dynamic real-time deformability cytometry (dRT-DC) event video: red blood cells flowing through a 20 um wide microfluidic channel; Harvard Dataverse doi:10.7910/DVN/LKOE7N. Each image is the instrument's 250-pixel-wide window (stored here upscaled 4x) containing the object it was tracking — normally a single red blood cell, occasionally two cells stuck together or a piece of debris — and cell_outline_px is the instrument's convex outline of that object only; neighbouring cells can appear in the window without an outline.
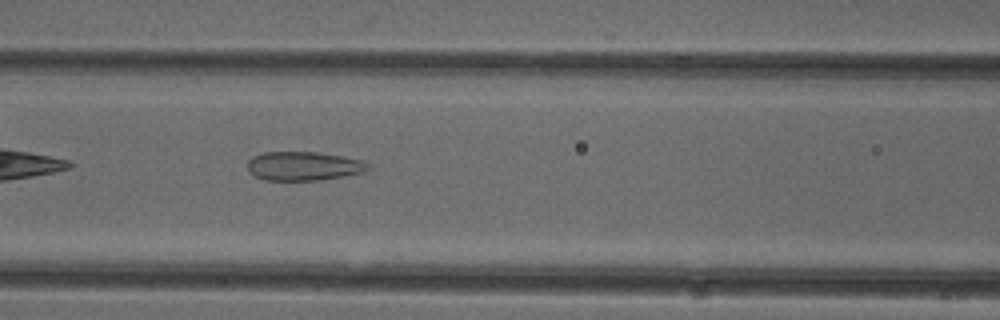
{"species": "common noctule bat (a hibernating species)", "species_latin": "Nyctalus noctula", "temperature_condition": "cold", "stored_images_in_passage": 37, "camera_frame_rate_fps": 3000, "um_per_image_px": 0.085, "animal": {"sex": "female"}, "frame": {"image": 1, "passage_image": 8, "time_ms": 2.333, "image_size_px": [1000, 320], "cell_outline_px": [[372, 168], [364, 172], [344, 176], [316, 180], [264, 180], [248, 172], [248, 160], [252, 156], [264, 152], [316, 152], [344, 156], [360, 160], [368, 164]], "centroid_in_image_um": [25.8, 14.11], "position_along_channel_um": 140.8, "area_um2": 20.35}}
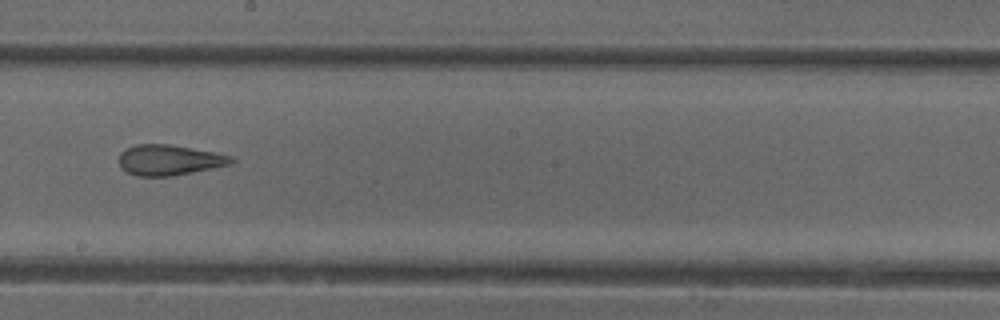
{"frame": {"image": 2, "passage_image": 15, "time_ms": 4.667, "image_size_px": [1000, 320], "cell_outline_px": [[236, 160], [232, 164], [192, 172], [168, 176], [136, 176], [128, 172], [120, 164], [120, 152], [136, 144], [168, 144], [216, 152], [232, 156]], "centroid_in_image_um": [14.43, 13.59], "position_along_channel_um": 233.8, "area_um2": 19.77}}
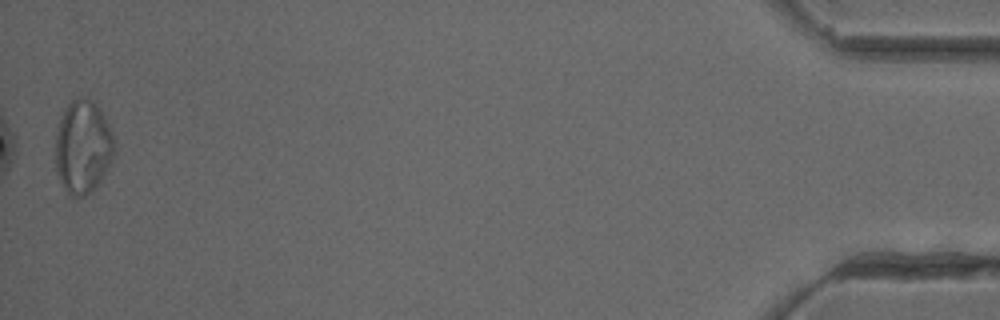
{"frame": {"image": 3, "passage_image": 37, "time_ms": 12.0, "image_size_px": [1000, 320], "cell_outline_px": [[116, 148], [112, 160], [100, 180], [84, 196], [68, 196], [56, 172], [56, 136], [60, 116], [68, 104], [72, 100], [80, 96], [92, 100], [100, 108], [112, 128], [116, 140]], "centroid_in_image_um": [7.07, 12.44], "position_along_channel_um": 428.1, "area_um2": 32.31}, "authors_computed_cell_mechanics": {"area_um2": 22.0218, "velocity_mm_per_s": 3.9833, "shape_relaxation_time_tau1_ms": null, "shape_relaxation_time_tau2_ms": 1.7073, "deformation_change_tau1": null, "deformation_change_tau2": 0.1152}}